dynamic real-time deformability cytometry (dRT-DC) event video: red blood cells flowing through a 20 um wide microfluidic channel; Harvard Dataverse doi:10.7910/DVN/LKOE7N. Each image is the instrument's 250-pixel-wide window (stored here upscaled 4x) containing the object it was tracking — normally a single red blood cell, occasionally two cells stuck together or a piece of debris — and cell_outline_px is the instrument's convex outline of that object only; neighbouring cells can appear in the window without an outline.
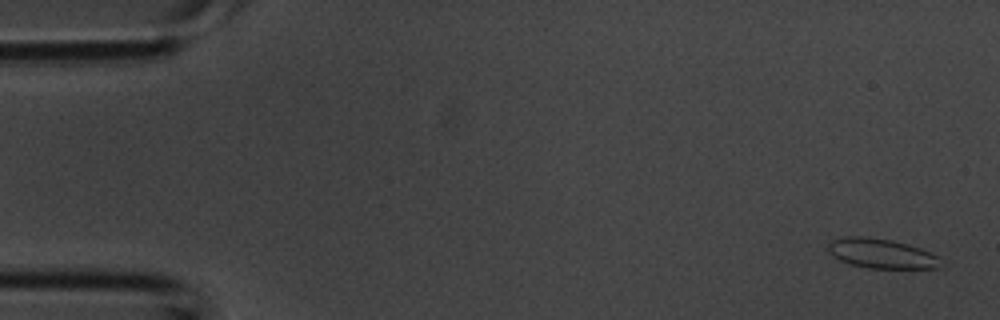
{"species": "common noctule bat (a hibernating species)", "species_latin": "Nyctalus noctula", "temperature_condition": "room temperature", "stored_images_in_passage": 5, "camera_frame_rate_fps": 3000, "um_per_image_px": 0.085, "animal": {"sex": "male", "body_mass_g": 20.1, "forearm_length_mm": 53.5}, "frame": {"image": 1, "passage_image": 5, "time_ms": 1.333, "image_size_px": [1000, 320], "cell_outline_px": [[936, 268], [868, 268], [848, 264], [832, 256], [828, 252], [828, 244], [832, 240], [844, 236], [864, 236], [892, 240], [908, 244], [920, 248], [936, 256]], "centroid_in_image_um": [74.79, 21.53], "position_along_channel_um": 10.2, "area_um2": 19.19}}